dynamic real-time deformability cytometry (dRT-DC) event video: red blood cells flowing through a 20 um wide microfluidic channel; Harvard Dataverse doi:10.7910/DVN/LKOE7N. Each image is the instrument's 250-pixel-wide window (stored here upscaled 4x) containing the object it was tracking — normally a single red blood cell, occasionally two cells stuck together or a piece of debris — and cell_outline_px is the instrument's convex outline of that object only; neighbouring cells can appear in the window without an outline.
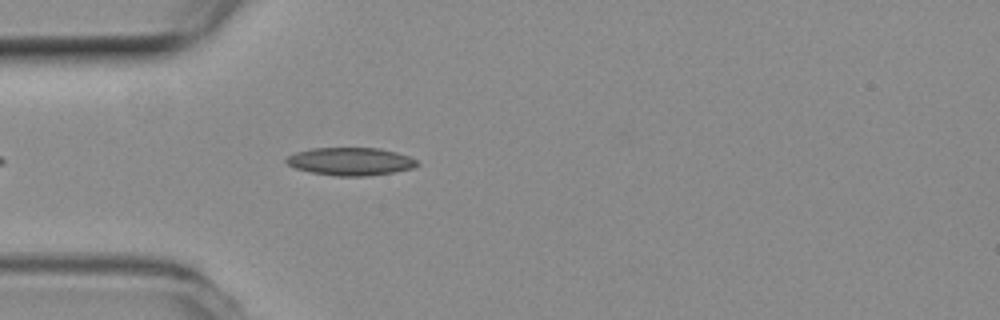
{"species": "common noctule bat (a hibernating species)", "species_latin": "Nyctalus noctula", "temperature_condition": "room temperature", "stored_images_in_passage": 8, "camera_frame_rate_fps": 3000, "um_per_image_px": 0.085, "animal": {"sex": "female", "body_mass_g": 19.3, "forearm_length_mm": 54.1}, "frame": {"image": 1, "passage_image": 5, "time_ms": 1.333, "image_size_px": [1000, 320], "cell_outline_px": [[420, 164], [412, 168], [392, 172], [368, 176], [336, 176], [312, 172], [296, 168], [288, 164], [284, 160], [288, 156], [296, 152], [312, 148], [380, 148], [396, 152], [408, 156], [416, 160]], "centroid_in_image_um": [29.79, 13.72], "position_along_channel_um": 55.2, "area_um2": 21.1}}